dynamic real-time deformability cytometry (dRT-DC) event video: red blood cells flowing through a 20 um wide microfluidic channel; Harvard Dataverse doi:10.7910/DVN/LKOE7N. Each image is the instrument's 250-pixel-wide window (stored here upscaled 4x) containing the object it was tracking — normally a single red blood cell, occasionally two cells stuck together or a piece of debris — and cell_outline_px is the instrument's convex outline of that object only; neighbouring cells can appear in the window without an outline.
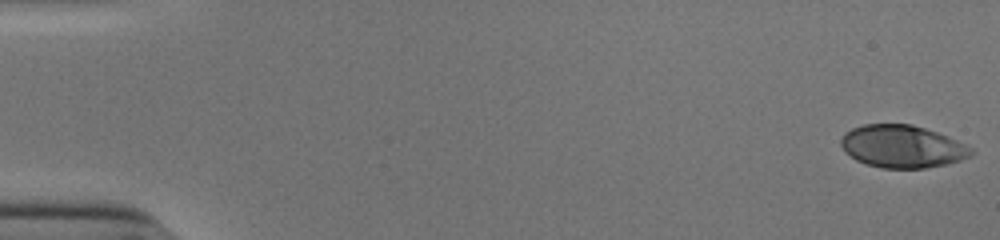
{"species": "human", "species_latin": "Homo sapiens", "temperature_condition": "cold", "stored_images_in_passage": 53, "camera_frame_rate_fps": 3000, "um_per_image_px": 0.085, "donor": {"sex": "male"}, "frame": {"image": 1, "passage_image": 1, "time_ms": 0.0, "image_size_px": [1000, 240], "cell_outline_px": [[972, 156], [948, 164], [924, 168], [884, 168], [868, 164], [856, 160], [844, 152], [840, 144], [840, 140], [844, 132], [852, 128], [864, 124], [912, 124], [936, 132], [972, 148]], "centroid_in_image_um": [76.64, 12.45], "position_along_channel_um": 8.4, "area_um2": 32.14}}
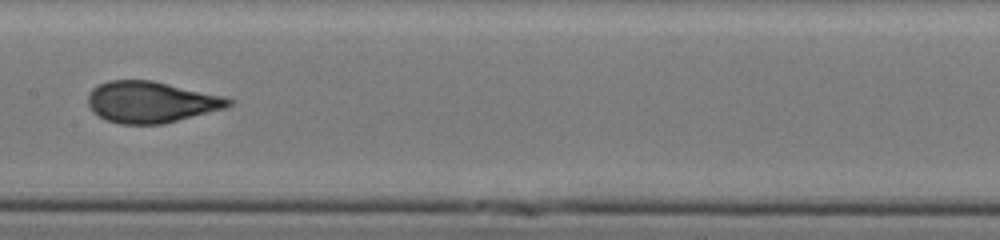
{"frame": {"image": 2, "passage_image": 28, "time_ms": 9.0, "image_size_px": [1000, 240], "cell_outline_px": [[236, 100], [232, 104], [224, 108], [164, 124], [120, 124], [104, 120], [92, 112], [88, 104], [88, 92], [92, 88], [108, 80], [152, 80], [224, 96]], "centroid_in_image_um": [12.81, 8.67], "position_along_channel_um": 194.6, "area_um2": 34.04}}
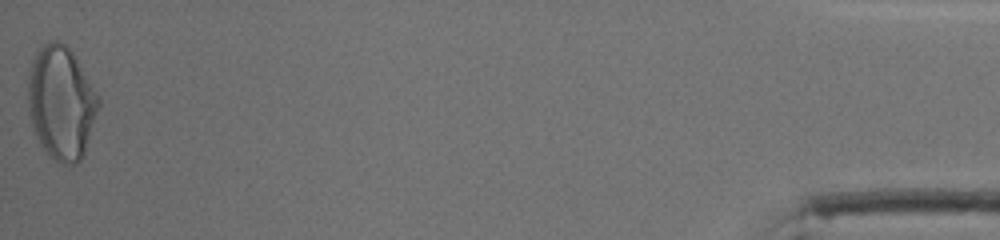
{"frame": {"image": 3, "passage_image": 53, "time_ms": 17.333, "image_size_px": [1000, 240], "cell_outline_px": [[100, 104], [84, 152], [80, 160], [76, 164], [60, 164], [40, 144], [32, 132], [28, 112], [28, 72], [32, 60], [36, 52], [48, 40], [60, 40], [76, 56], [100, 96]], "centroid_in_image_um": [5.19, 8.7], "position_along_channel_um": 430.0, "area_um2": 46.99}, "authors_computed_cell_mechanics": {"area_um2": 33.8708, "velocity_mm_per_s": 3.912, "shape_relaxation_time_tau1_ms": 6.4831, "shape_relaxation_time_tau2_ms": null, "deformation_change_tau1": 0.2387, "deformation_change_tau2": null}}